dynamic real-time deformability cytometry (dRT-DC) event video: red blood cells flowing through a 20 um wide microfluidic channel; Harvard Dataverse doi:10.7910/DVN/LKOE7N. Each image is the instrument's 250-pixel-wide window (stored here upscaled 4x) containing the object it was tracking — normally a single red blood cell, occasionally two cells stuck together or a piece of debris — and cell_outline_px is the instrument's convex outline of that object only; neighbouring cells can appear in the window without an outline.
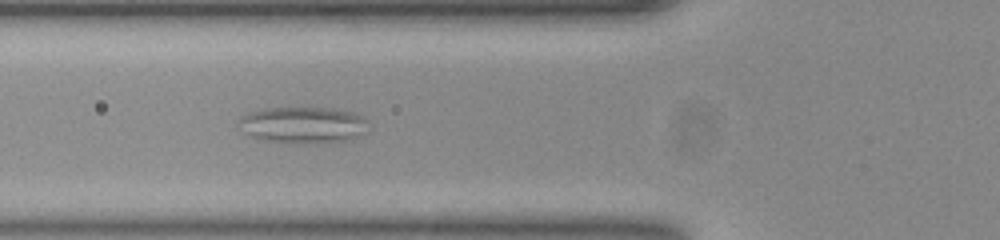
{"species": "common noctule bat (a hibernating species)", "species_latin": "Nyctalus noctula", "temperature_condition": "room temperature", "stored_images_in_passage": 56, "camera_frame_rate_fps": 3000, "um_per_image_px": 0.085, "animal": {"sex": "female", "body_mass_g": 23.0, "forearm_length_mm": 53.4}, "frame": {"image": 1, "passage_image": 20, "time_ms": 6.333, "image_size_px": [1000, 240], "cell_outline_px": [[368, 132], [360, 136], [348, 140], [320, 144], [312, 144], [276, 140], [256, 136], [244, 132], [240, 120], [240, 116], [248, 112], [264, 108], [332, 108], [352, 112], [364, 116], [368, 120]], "centroid_in_image_um": [25.9, 10.6], "position_along_channel_um": 99.9, "area_um2": 27.34}}
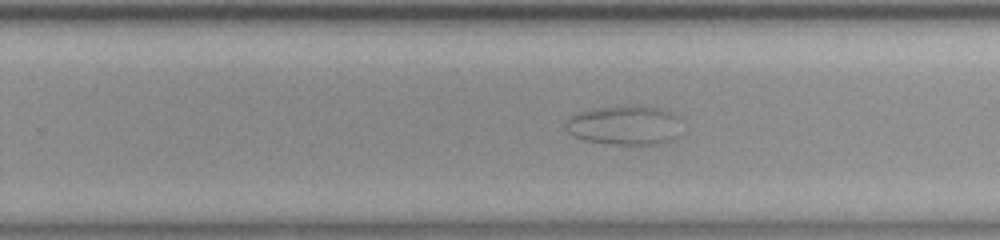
{"frame": {"image": 2, "passage_image": 35, "time_ms": 11.333, "image_size_px": [1000, 240], "cell_outline_px": [[672, 136], [668, 140], [656, 144], [612, 144], [584, 140], [572, 136], [568, 132], [564, 124], [572, 116], [580, 112], [600, 108], [660, 108], [672, 112]], "centroid_in_image_um": [52.88, 10.69], "position_along_channel_um": 276.9, "area_um2": 24.57}}
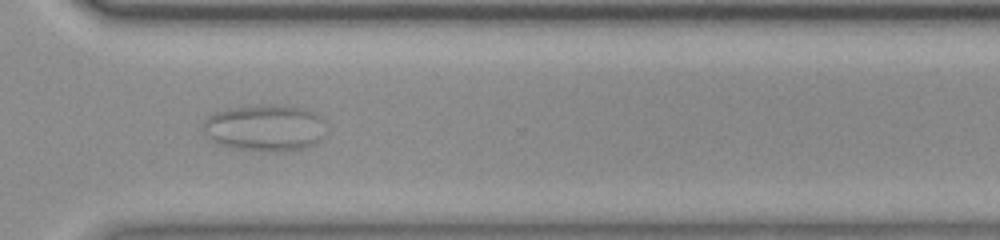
{"frame": {"image": 3, "passage_image": 41, "time_ms": 13.333, "image_size_px": [1000, 240], "cell_outline_px": [[324, 136], [316, 144], [304, 148], [284, 152], [268, 152], [236, 148], [220, 144], [212, 140], [204, 132], [204, 120], [208, 116], [216, 112], [260, 104], [276, 104], [304, 108], [312, 112], [316, 116]], "centroid_in_image_um": [22.5, 10.89], "position_along_channel_um": 348.1, "area_um2": 32.89}}